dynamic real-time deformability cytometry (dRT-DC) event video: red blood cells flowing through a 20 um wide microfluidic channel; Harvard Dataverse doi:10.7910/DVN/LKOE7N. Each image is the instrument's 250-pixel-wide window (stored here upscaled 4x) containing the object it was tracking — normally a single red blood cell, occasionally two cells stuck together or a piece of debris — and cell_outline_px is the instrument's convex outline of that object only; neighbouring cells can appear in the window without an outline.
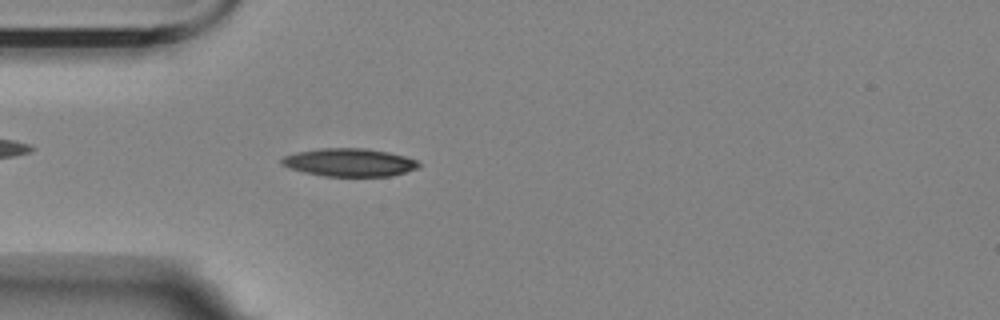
{"species": "Egyptian fruit bat (a non-hibernating species)", "species_latin": "Rousettus aegyptiacus", "temperature_condition": "room temperature", "stored_images_in_passage": 5, "camera_frame_rate_fps": 3000, "um_per_image_px": 0.085, "animal": {"sex": "female"}, "frame": {"image": 1, "passage_image": 5, "time_ms": 5.333, "image_size_px": [1000, 320], "cell_outline_px": [[420, 168], [392, 176], [324, 176], [304, 172], [280, 164], [280, 160], [284, 156], [296, 152], [320, 148], [364, 148], [388, 152], [404, 156], [416, 160], [420, 164]], "centroid_in_image_um": [29.71, 13.8], "position_along_channel_um": 55.3, "area_um2": 22.37}}